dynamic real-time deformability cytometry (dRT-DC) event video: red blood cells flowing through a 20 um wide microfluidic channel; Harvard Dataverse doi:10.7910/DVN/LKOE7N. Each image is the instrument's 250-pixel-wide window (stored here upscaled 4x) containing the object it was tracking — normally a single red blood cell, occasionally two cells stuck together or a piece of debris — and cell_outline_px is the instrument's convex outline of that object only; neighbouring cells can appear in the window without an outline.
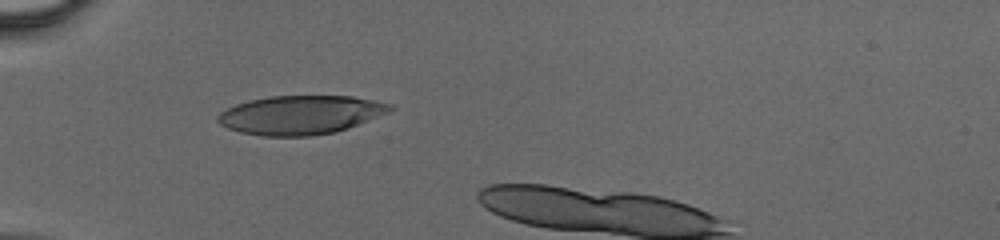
{"species": "human", "species_latin": "Homo sapiens", "temperature_condition": "cold", "stored_images_in_passage": 27, "camera_frame_rate_fps": 3000, "um_per_image_px": 0.085, "donor": {"sex": "male"}, "frame": {"image": 1, "passage_image": 1, "time_ms": 0.0, "image_size_px": [1000, 240], "cell_outline_px": [[396, 108], [388, 112], [348, 128], [336, 132], [312, 136], [260, 136], [240, 132], [228, 128], [220, 124], [216, 120], [216, 116], [220, 112], [236, 104], [268, 96], [352, 96], [376, 100], [392, 104]], "centroid_in_image_um": [25.55, 9.77], "position_along_channel_um": 59.5, "area_um2": 39.07}}
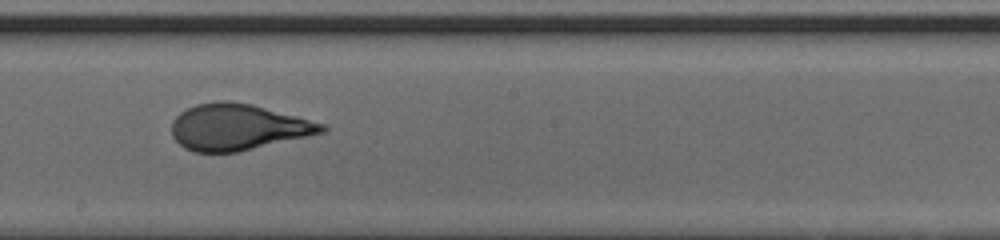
{"frame": {"image": 2, "passage_image": 13, "time_ms": 4.0, "image_size_px": [1000, 240], "cell_outline_px": [[328, 128], [324, 132], [236, 152], [192, 152], [184, 148], [172, 136], [172, 120], [180, 112], [196, 104], [220, 100], [228, 100], [252, 104], [296, 116], [324, 124]], "centroid_in_image_um": [20.17, 10.79], "position_along_channel_um": 228.0, "area_um2": 40.11}}
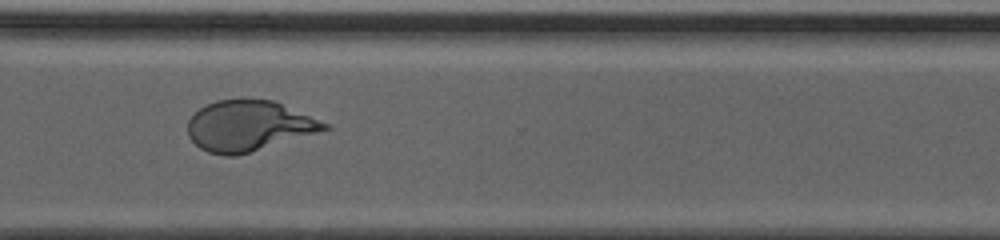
{"frame": {"image": 3, "passage_image": 21, "time_ms": 6.667, "image_size_px": [1000, 240], "cell_outline_px": [[332, 128], [236, 156], [224, 156], [208, 152], [200, 148], [188, 136], [188, 120], [200, 108], [216, 100], [272, 100], [328, 124]], "centroid_in_image_um": [21.1, 10.72], "position_along_channel_um": 349.5, "area_um2": 39.48}}